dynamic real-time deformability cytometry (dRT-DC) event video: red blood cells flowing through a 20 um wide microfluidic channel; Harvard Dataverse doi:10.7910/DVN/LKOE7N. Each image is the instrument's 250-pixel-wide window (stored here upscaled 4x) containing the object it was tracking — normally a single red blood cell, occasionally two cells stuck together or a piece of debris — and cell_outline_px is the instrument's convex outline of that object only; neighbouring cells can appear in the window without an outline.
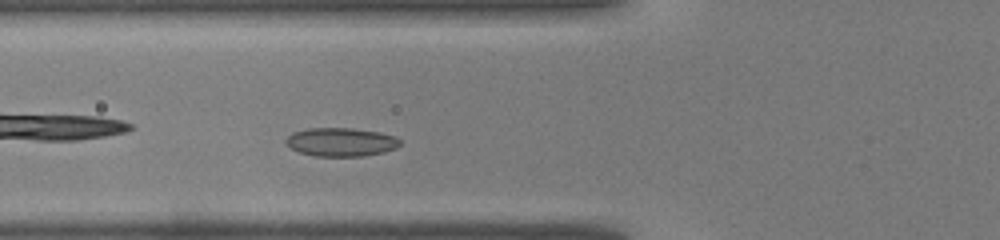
{"species": "common noctule bat (a hibernating species)", "species_latin": "Nyctalus noctula", "temperature_condition": "warm", "stored_images_in_passage": 32, "camera_frame_rate_fps": 3000, "um_per_image_px": 0.085, "animal": {"sex": "male", "body_mass_g": 19.0, "forearm_length_mm": 50.8}, "frame": {"image": 1, "passage_image": 6, "time_ms": 1.667, "image_size_px": [1000, 240], "cell_outline_px": [[400, 144], [396, 148], [384, 152], [364, 156], [316, 156], [300, 152], [284, 144], [284, 140], [292, 132], [308, 128], [352, 128], [380, 132], [396, 136], [400, 140]], "centroid_in_image_um": [28.98, 12.07], "position_along_channel_um": 96.8, "area_um2": 19.13}}
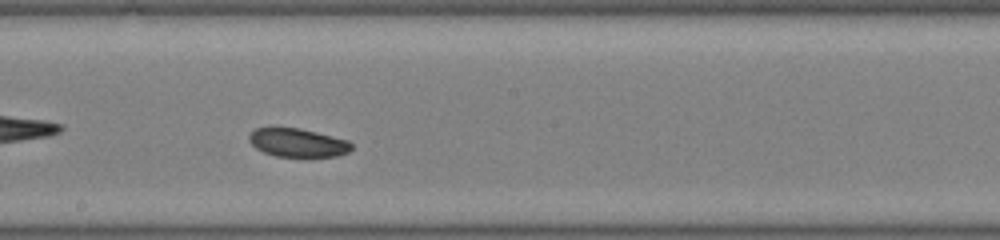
{"frame": {"image": 2, "passage_image": 14, "time_ms": 4.333, "image_size_px": [1000, 240], "cell_outline_px": [[352, 148], [348, 152], [336, 156], [276, 156], [264, 152], [256, 148], [248, 140], [248, 136], [256, 128], [300, 128], [348, 140], [352, 144]], "centroid_in_image_um": [25.3, 12.12], "position_along_channel_um": 222.9, "area_um2": 16.76}}
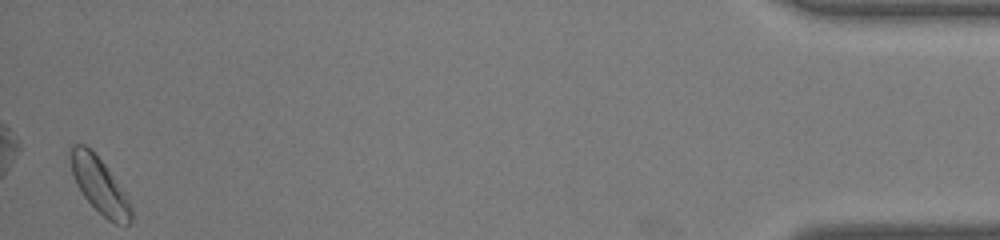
{"frame": {"image": 3, "passage_image": 32, "time_ms": 10.333, "image_size_px": [1000, 240], "cell_outline_px": [[132, 220], [128, 224], [116, 224], [108, 220], [84, 196], [76, 184], [72, 172], [68, 156], [72, 144], [84, 144], [104, 164], [128, 200], [132, 208]], "centroid_in_image_um": [8.42, 15.75], "position_along_channel_um": 426.8, "area_um2": 19.07}}